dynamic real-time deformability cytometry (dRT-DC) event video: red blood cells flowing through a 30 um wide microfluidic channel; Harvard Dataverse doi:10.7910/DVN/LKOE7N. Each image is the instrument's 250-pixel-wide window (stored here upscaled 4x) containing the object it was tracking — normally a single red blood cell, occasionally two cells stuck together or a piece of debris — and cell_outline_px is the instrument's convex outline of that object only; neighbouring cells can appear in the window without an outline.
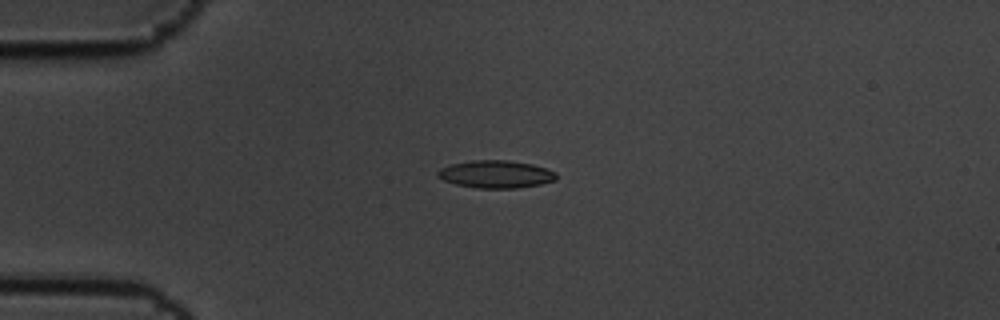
{"species": "common noctule bat (a hibernating species)", "species_latin": "Nyctalus noctula", "temperature_condition": "cold", "stored_images_in_passage": 6, "camera_frame_rate_fps": 3000, "um_per_image_px": 0.085, "animal": {"sex": "male", "body_mass_g": 19.5, "forearm_length_mm": 54.6}, "frame": {"image": 1, "passage_image": 4, "time_ms": 1.0, "image_size_px": [1000, 320], "cell_outline_px": [[556, 180], [540, 184], [516, 188], [476, 188], [456, 184], [444, 180], [436, 176], [436, 172], [440, 168], [452, 164], [472, 160], [508, 160], [532, 164], [556, 172]], "centroid_in_image_um": [42.12, 14.8], "position_along_channel_um": 42.9, "area_um2": 19.02}}
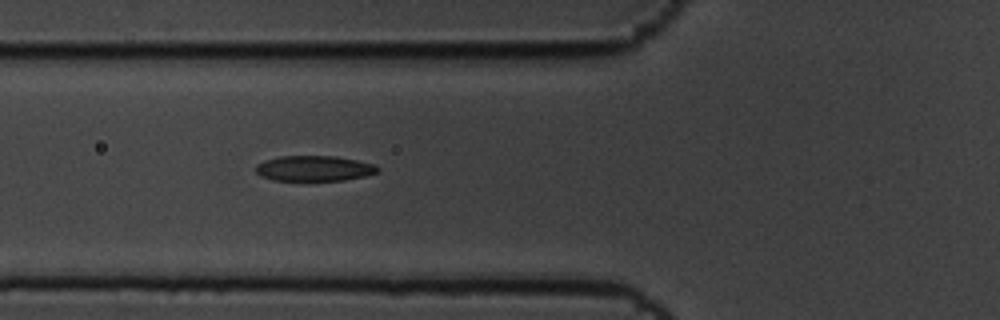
{"frame": {"image": 2, "passage_image": 6, "time_ms": 1.667, "image_size_px": [1000, 320], "cell_outline_px": [[380, 172], [364, 176], [344, 180], [308, 184], [272, 180], [260, 176], [256, 172], [256, 164], [264, 160], [280, 156], [336, 156], [356, 160], [372, 164], [380, 168]], "centroid_in_image_um": [26.66, 14.37], "position_along_channel_um": 99.1, "area_um2": 19.07}}